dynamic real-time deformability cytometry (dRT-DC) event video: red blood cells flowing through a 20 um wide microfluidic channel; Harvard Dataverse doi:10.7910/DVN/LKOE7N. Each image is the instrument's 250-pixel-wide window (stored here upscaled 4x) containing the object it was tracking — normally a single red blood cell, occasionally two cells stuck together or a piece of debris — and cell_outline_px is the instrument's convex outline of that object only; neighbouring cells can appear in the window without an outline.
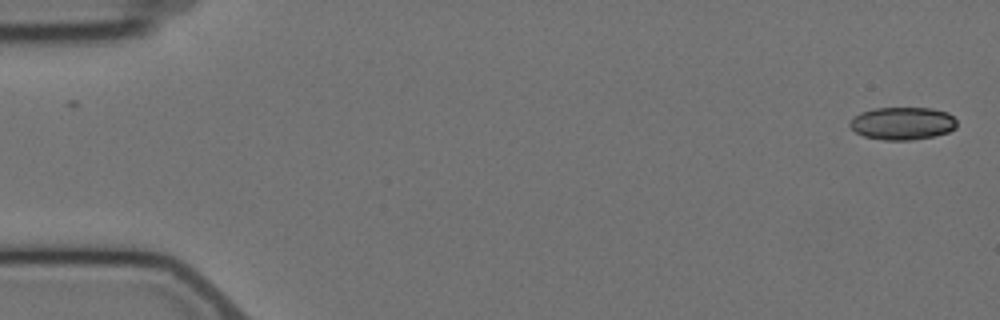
{"species": "Egyptian fruit bat (a non-hibernating species)", "species_latin": "Rousettus aegyptiacus", "temperature_condition": "cold", "stored_images_in_passage": 2, "camera_frame_rate_fps": 3000, "um_per_image_px": 0.085, "animal": {"sex": "female"}, "frame": {"image": 1, "passage_image": 2, "time_ms": 1.333, "image_size_px": [1000, 320], "cell_outline_px": [[956, 128], [948, 132], [932, 136], [912, 140], [884, 140], [864, 136], [856, 132], [848, 124], [860, 112], [872, 108], [932, 108], [948, 112], [956, 120]], "centroid_in_image_um": [76.72, 10.48], "position_along_channel_um": 8.3, "area_um2": 20.35}}